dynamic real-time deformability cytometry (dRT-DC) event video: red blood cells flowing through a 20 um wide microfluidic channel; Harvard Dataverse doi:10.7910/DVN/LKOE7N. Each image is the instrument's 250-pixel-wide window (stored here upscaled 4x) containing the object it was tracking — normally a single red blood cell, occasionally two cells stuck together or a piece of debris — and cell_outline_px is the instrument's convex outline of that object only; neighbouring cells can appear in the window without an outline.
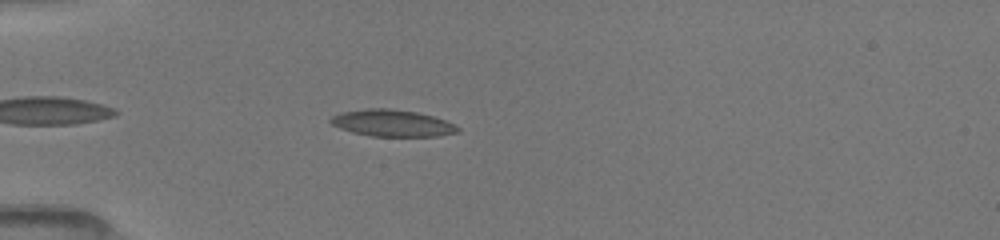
{"species": "common noctule bat (a hibernating species)", "species_latin": "Nyctalus noctula", "temperature_condition": "room temperature", "stored_images_in_passage": 38, "camera_frame_rate_fps": 3000, "um_per_image_px": 0.085, "animal": {"sex": "female", "body_mass_g": 19.5, "forearm_length_mm": 54.1}, "frame": {"image": 1, "passage_image": 5, "time_ms": 1.333, "image_size_px": [1000, 240], "cell_outline_px": [[460, 132], [440, 136], [372, 136], [352, 132], [340, 128], [332, 124], [328, 120], [332, 116], [340, 112], [368, 108], [388, 108], [416, 112], [432, 116], [444, 120], [460, 128]], "centroid_in_image_um": [33.32, 10.46], "position_along_channel_um": 51.7, "area_um2": 19.77}}
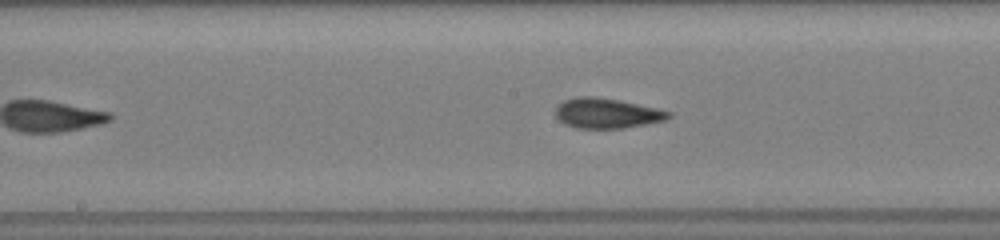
{"frame": {"image": 2, "passage_image": 17, "time_ms": 5.333, "image_size_px": [1000, 240], "cell_outline_px": [[672, 116], [668, 120], [624, 128], [576, 128], [564, 124], [556, 116], [556, 108], [564, 100], [580, 96], [592, 96], [616, 100], [656, 108], [672, 112]], "centroid_in_image_um": [51.6, 9.64], "position_along_channel_um": 196.6, "area_um2": 19.65}}
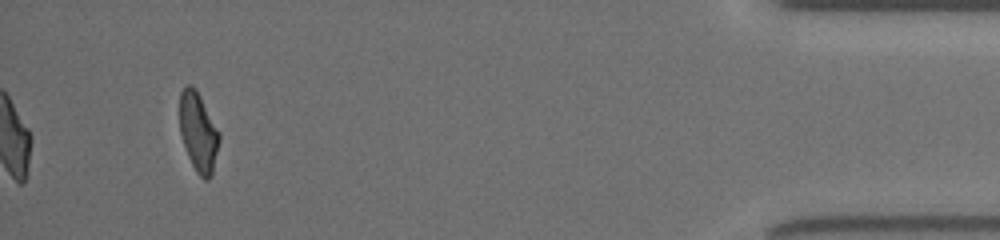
{"frame": {"image": 3, "passage_image": 38, "time_ms": 12.333, "image_size_px": [1000, 240], "cell_outline_px": [[220, 140], [212, 172], [208, 180], [204, 180], [196, 172], [188, 156], [180, 132], [180, 92], [188, 84], [192, 84], [196, 88], [220, 132]], "centroid_in_image_um": [16.86, 11.2], "position_along_channel_um": 418.3, "area_um2": 18.21}, "authors_computed_cell_mechanics": {"area_um2": 19.3341, "velocity_mm_per_s": 4.0611, "shape_relaxation_time_tau1_ms": null, "shape_relaxation_time_tau2_ms": 2.343, "deformation_change_tau1": null, "deformation_change_tau2": 0.09}}